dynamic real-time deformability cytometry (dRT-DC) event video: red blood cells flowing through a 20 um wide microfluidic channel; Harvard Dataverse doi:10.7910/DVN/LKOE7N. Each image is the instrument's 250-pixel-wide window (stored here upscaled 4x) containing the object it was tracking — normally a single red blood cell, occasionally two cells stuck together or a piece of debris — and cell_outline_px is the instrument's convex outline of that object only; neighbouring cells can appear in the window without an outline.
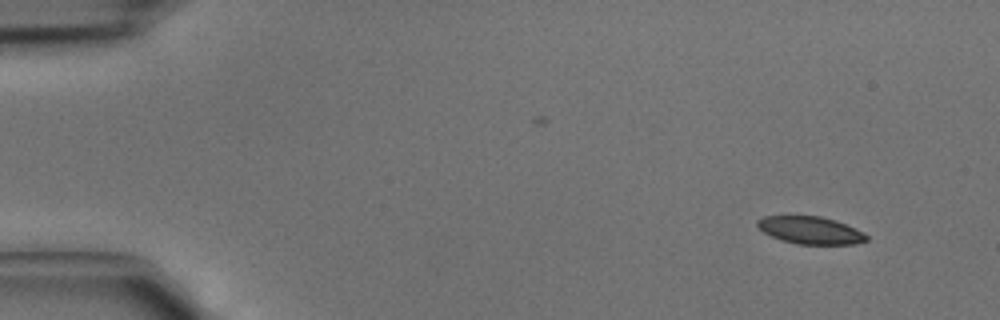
{"species": "common noctule bat (a hibernating species)", "species_latin": "Nyctalus noctula", "temperature_condition": "cold", "stored_images_in_passage": 2, "camera_frame_rate_fps": 3000, "um_per_image_px": 0.085, "animal": {"sex": "male", "body_mass_g": 15.6}, "frame": {"image": 1, "passage_image": 2, "time_ms": 0.333, "image_size_px": [1000, 320], "cell_outline_px": [[868, 240], [856, 244], [796, 244], [780, 240], [764, 232], [756, 224], [756, 220], [764, 216], [820, 216], [836, 220], [864, 232], [868, 236]], "centroid_in_image_um": [68.9, 19.57], "position_along_channel_um": 16.1, "area_um2": 17.51}}